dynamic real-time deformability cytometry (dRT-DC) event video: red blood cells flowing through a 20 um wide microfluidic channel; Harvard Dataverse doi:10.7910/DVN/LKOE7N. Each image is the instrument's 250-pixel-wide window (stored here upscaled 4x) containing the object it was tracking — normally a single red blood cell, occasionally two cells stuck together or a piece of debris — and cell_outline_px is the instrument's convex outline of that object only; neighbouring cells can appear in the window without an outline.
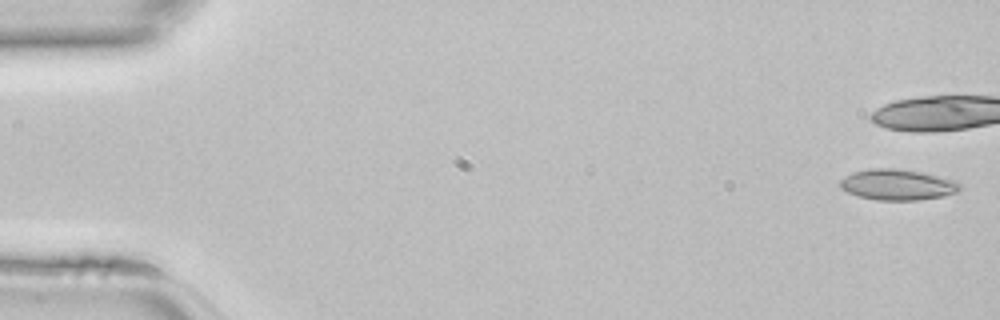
{"species": "common noctule bat (a hibernating species)", "species_latin": "Nyctalus noctula", "temperature_condition": "room temperature", "stored_images_in_passage": 10, "camera_frame_rate_fps": 3000, "um_per_image_px": 0.085, "animal": {"sex": "female", "body_mass_g": 22.7, "forearm_length_mm": 54.2}, "frame": {"image": 1, "passage_image": 1, "time_ms": 0.0, "image_size_px": [1000, 320], "cell_outline_px": [[960, 188], [956, 192], [944, 196], [916, 200], [876, 200], [860, 196], [848, 192], [840, 188], [840, 180], [852, 172], [872, 168], [896, 168], [920, 172], [952, 180], [960, 184]], "centroid_in_image_um": [76.25, 15.7], "position_along_channel_um": 8.8, "area_um2": 21.21}}